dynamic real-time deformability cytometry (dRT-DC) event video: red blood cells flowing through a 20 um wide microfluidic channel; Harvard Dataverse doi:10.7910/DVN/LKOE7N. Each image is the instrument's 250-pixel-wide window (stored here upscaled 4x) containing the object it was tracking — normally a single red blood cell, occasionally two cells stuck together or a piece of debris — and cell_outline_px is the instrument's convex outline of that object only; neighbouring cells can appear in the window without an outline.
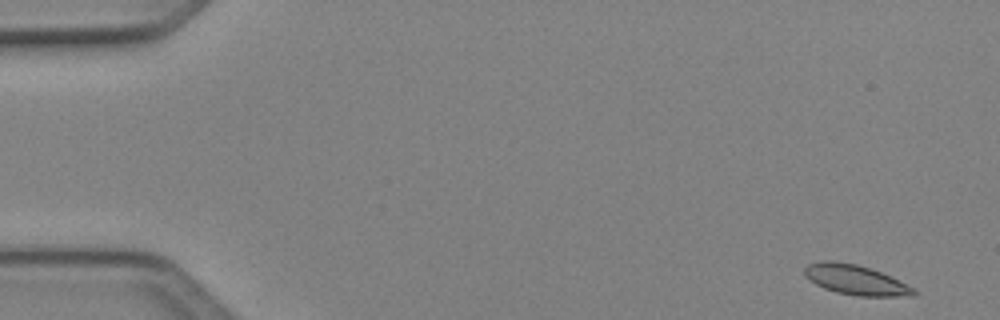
{"species": "Egyptian fruit bat (a non-hibernating species)", "species_latin": "Rousettus aegyptiacus", "temperature_condition": "cold", "stored_images_in_passage": 48, "camera_frame_rate_fps": 3000, "um_per_image_px": 0.085, "animal": {"sex": "female"}, "frame": {"image": 1, "passage_image": 1, "time_ms": 0.0, "image_size_px": [1000, 320], "cell_outline_px": [[920, 292], [916, 296], [856, 296], [836, 292], [824, 288], [816, 284], [804, 276], [804, 268], [808, 264], [820, 260], [832, 260], [856, 264], [880, 272], [916, 288]], "centroid_in_image_um": [72.74, 23.79], "position_along_channel_um": 12.3, "area_um2": 19.19}}
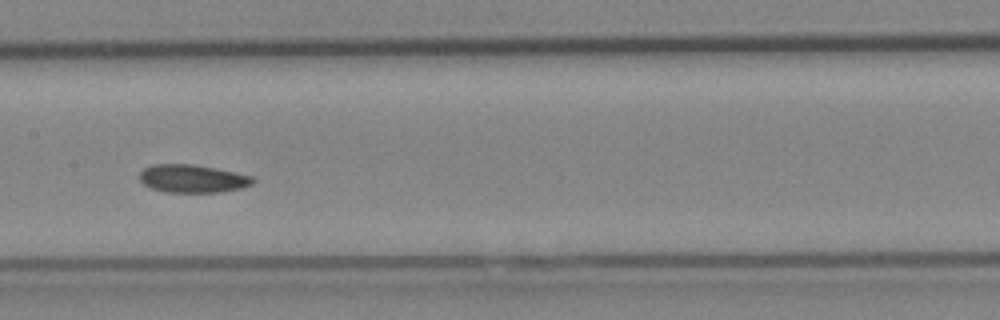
{"frame": {"image": 2, "passage_image": 24, "time_ms": 7.667, "image_size_px": [1000, 320], "cell_outline_px": [[256, 180], [252, 184], [240, 188], [220, 192], [164, 192], [152, 188], [144, 184], [140, 180], [140, 172], [144, 168], [152, 164], [192, 164], [216, 168], [252, 176]], "centroid_in_image_um": [16.36, 15.18], "position_along_channel_um": 191.0, "area_um2": 18.44}}
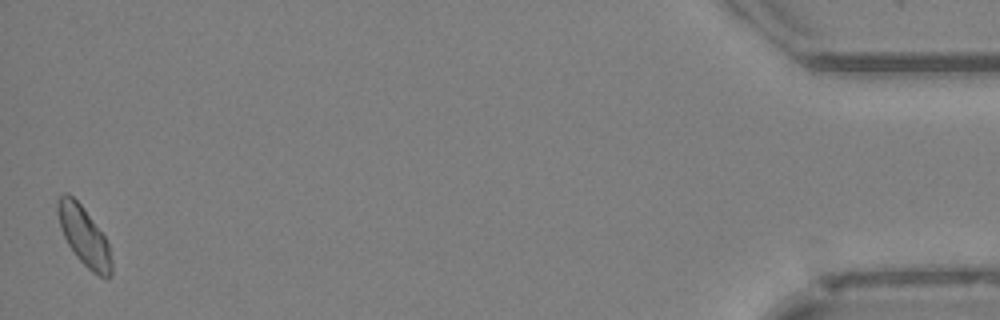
{"frame": {"image": 3, "passage_image": 48, "time_ms": 15.667, "image_size_px": [1000, 320], "cell_outline_px": [[112, 276], [108, 280], [92, 272], [76, 256], [68, 244], [60, 228], [56, 212], [56, 204], [60, 196], [64, 192], [68, 192], [80, 204], [104, 236], [108, 244], [112, 260]], "centroid_in_image_um": [7.13, 20.09], "position_along_channel_um": 428.1, "area_um2": 18.44}, "authors_computed_cell_mechanics": {"area_um2": 18.5249, "velocity_mm_per_s": 4.0788, "shape_relaxation_time_tau1_ms": 8.1424, "shape_relaxation_time_tau2_ms": null, "deformation_change_tau1": 0.1065, "deformation_change_tau2": null}}